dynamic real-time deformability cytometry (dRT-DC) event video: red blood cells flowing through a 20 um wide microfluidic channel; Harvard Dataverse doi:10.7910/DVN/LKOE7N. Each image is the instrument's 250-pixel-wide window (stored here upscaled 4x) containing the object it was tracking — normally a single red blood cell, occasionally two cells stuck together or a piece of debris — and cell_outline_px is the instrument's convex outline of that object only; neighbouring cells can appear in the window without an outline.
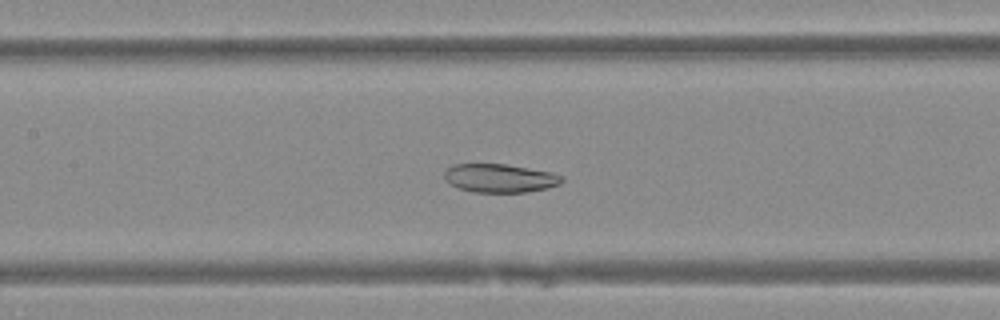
{"species": "Egyptian fruit bat (a non-hibernating species)", "species_latin": "Rousettus aegyptiacus", "temperature_condition": "warm", "stored_images_in_passage": 49, "camera_frame_rate_fps": 3000, "um_per_image_px": 0.085, "animal": {"sex": "female"}, "frame": {"image": 1, "passage_image": 23, "time_ms": 7.333, "image_size_px": [1000, 320], "cell_outline_px": [[564, 180], [560, 184], [548, 188], [528, 192], [472, 192], [448, 184], [444, 180], [444, 172], [448, 168], [456, 164], [504, 164], [552, 172], [564, 176]], "centroid_in_image_um": [42.5, 15.15], "position_along_channel_um": 164.9, "area_um2": 19.65}}
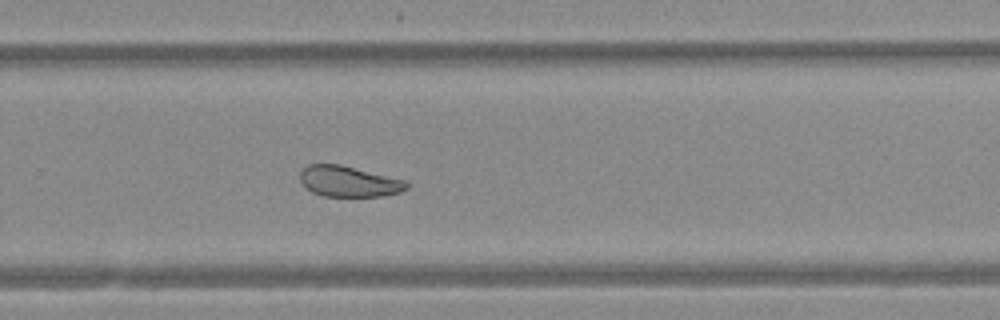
{"frame": {"image": 2, "passage_image": 33, "time_ms": 10.667, "image_size_px": [1000, 320], "cell_outline_px": [[408, 188], [400, 192], [384, 196], [324, 196], [312, 192], [300, 180], [300, 172], [308, 164], [340, 164], [408, 180]], "centroid_in_image_um": [29.7, 15.41], "position_along_channel_um": 300.1, "area_um2": 19.19}}
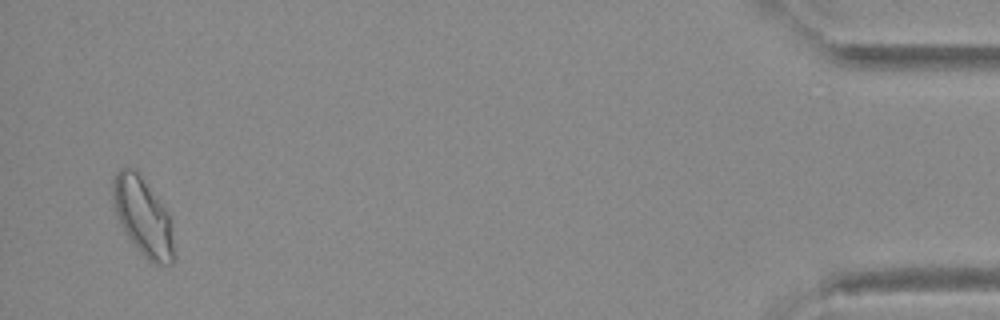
{"frame": {"image": 3, "passage_image": 48, "time_ms": 15.667, "image_size_px": [1000, 320], "cell_outline_px": [[176, 256], [172, 264], [152, 264], [144, 256], [124, 232], [112, 204], [112, 180], [116, 172], [120, 168], [136, 168], [160, 200], [168, 212], [172, 228]], "centroid_in_image_um": [12.16, 18.41], "position_along_channel_um": 423.0, "area_um2": 28.26}}